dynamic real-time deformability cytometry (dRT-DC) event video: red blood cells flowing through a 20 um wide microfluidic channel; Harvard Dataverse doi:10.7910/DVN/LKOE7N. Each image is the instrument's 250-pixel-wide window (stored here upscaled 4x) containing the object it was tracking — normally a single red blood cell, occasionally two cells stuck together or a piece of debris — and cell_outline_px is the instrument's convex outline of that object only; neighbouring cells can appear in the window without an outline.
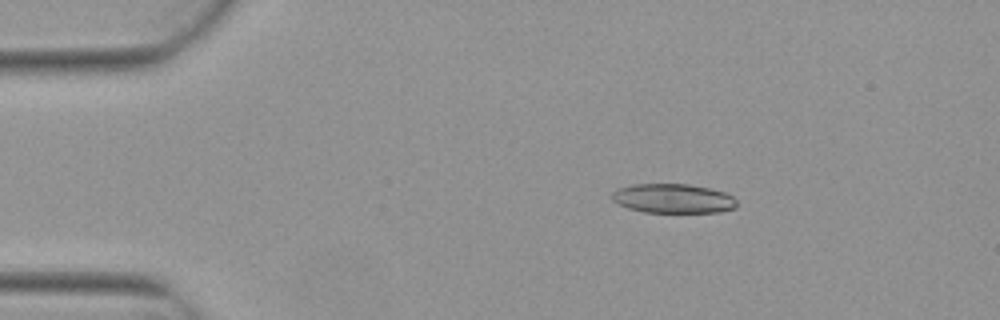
{"species": "Egyptian fruit bat (a non-hibernating species)", "species_latin": "Rousettus aegyptiacus", "temperature_condition": "warm", "stored_images_in_passage": 2, "camera_frame_rate_fps": 3000, "um_per_image_px": 0.085, "animal": {"sex": "female"}, "frame": {"image": 1, "passage_image": 1, "time_ms": 0.0, "image_size_px": [1000, 320], "cell_outline_px": [[736, 208], [720, 212], [644, 212], [628, 208], [612, 200], [612, 192], [616, 188], [632, 184], [688, 184], [708, 188], [724, 192], [732, 196], [736, 200]], "centroid_in_image_um": [57.2, 16.87], "position_along_channel_um": 27.8, "area_um2": 21.33}}